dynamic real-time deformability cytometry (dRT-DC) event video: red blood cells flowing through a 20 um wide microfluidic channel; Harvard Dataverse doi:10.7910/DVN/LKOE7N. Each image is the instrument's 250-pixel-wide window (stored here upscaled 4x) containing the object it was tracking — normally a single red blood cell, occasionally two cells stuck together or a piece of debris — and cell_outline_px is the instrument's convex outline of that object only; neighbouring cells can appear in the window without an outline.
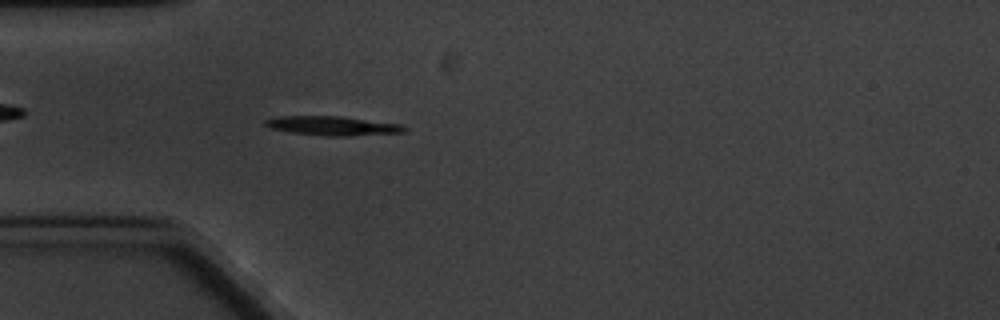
{"species": "common noctule bat (a hibernating species)", "species_latin": "Nyctalus noctula", "temperature_condition": "cold", "stored_images_in_passage": 5, "camera_frame_rate_fps": 3000, "um_per_image_px": 0.085, "animal": {"sex": "male", "body_mass_g": 20.1, "forearm_length_mm": 53.5}, "frame": {"image": 1, "passage_image": 5, "time_ms": 4.333, "image_size_px": [1000, 320], "cell_outline_px": [[408, 132], [348, 136], [328, 136], [292, 132], [272, 128], [264, 124], [264, 120], [280, 116], [340, 116], [404, 124], [408, 128]], "centroid_in_image_um": [28.38, 10.69], "position_along_channel_um": 56.6, "area_um2": 15.61}}